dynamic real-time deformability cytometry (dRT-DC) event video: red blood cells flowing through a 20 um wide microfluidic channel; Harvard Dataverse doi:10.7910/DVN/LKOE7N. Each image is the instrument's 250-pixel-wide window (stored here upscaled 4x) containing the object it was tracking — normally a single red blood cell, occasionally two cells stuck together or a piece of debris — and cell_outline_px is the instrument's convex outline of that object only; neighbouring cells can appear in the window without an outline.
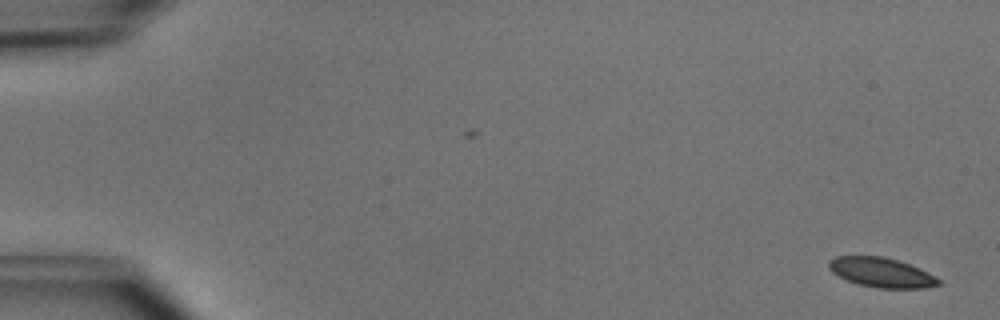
{"species": "common noctule bat (a hibernating species)", "species_latin": "Nyctalus noctula", "temperature_condition": "cold", "stored_images_in_passage": 5, "camera_frame_rate_fps": 3000, "um_per_image_px": 0.085, "animal": {"sex": "male", "body_mass_g": 15.6}, "frame": {"image": 1, "passage_image": 1, "time_ms": 0.0, "image_size_px": [1000, 320], "cell_outline_px": [[940, 284], [924, 288], [876, 288], [856, 284], [832, 272], [828, 268], [828, 260], [836, 256], [884, 256], [920, 268], [940, 280]], "centroid_in_image_um": [74.88, 23.16], "position_along_channel_um": 10.1, "area_um2": 18.84}}
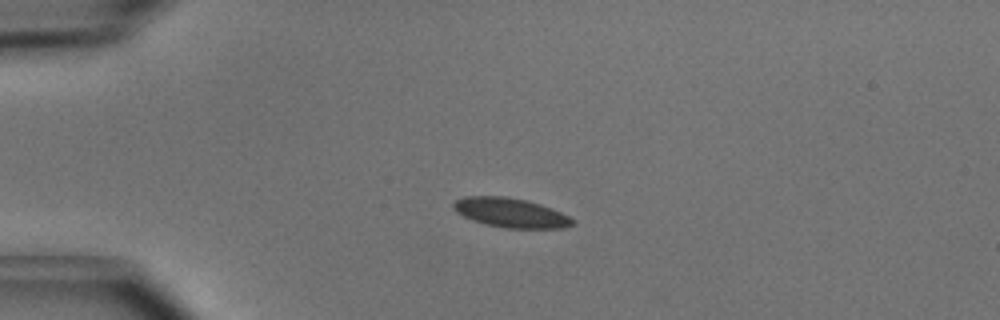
{"frame": {"image": 2, "passage_image": 4, "time_ms": 1.0, "image_size_px": [1000, 320], "cell_outline_px": [[576, 224], [564, 228], [504, 228], [484, 224], [472, 220], [456, 212], [452, 208], [452, 204], [456, 200], [464, 196], [504, 196], [528, 200], [552, 208], [576, 220]], "centroid_in_image_um": [43.42, 18.08], "position_along_channel_um": 41.6, "area_um2": 20.63}}